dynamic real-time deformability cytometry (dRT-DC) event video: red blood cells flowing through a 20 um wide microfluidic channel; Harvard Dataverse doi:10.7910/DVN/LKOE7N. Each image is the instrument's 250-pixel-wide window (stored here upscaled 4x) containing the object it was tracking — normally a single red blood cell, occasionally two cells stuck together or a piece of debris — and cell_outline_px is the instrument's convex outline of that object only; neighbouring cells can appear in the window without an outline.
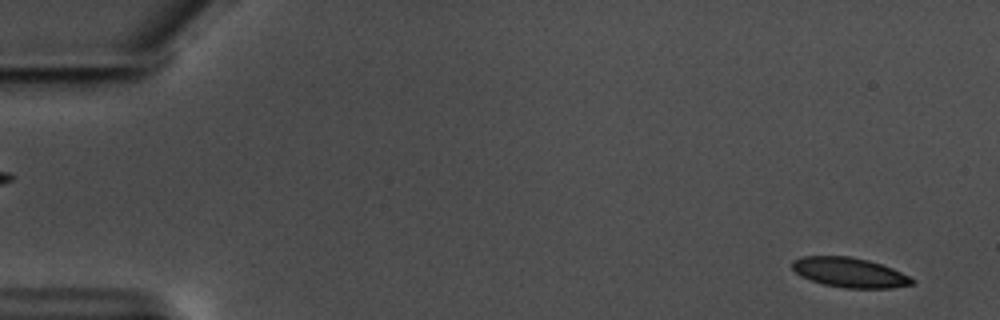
{"species": "common noctule bat (a hibernating species)", "species_latin": "Nyctalus noctula", "temperature_condition": "warm", "stored_images_in_passage": 6, "camera_frame_rate_fps": 3000, "um_per_image_px": 0.085, "animal": {"sex": "male", "body_mass_g": 17.5, "forearm_length_mm": 52.3}, "frame": {"image": 1, "passage_image": 3, "time_ms": 0.667, "image_size_px": [1000, 320], "cell_outline_px": [[916, 284], [892, 288], [844, 288], [824, 284], [800, 276], [792, 268], [792, 260], [800, 256], [848, 256], [868, 260], [892, 268], [916, 280]], "centroid_in_image_um": [72.22, 23.16], "position_along_channel_um": 12.8, "area_um2": 20.81}}